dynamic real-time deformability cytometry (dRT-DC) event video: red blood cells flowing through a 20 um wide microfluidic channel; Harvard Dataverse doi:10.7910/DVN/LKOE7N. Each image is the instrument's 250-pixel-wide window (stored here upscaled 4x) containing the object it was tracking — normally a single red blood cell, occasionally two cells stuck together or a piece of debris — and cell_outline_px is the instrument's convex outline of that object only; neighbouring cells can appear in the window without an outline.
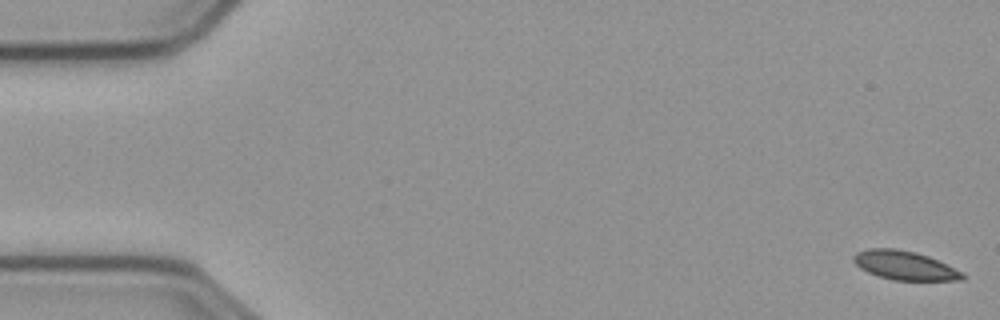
{"species": "common noctule bat (a hibernating species)", "species_latin": "Nyctalus noctula", "temperature_condition": "cold", "stored_images_in_passage": 58, "camera_frame_rate_fps": 3000, "um_per_image_px": 0.085, "animal": {"sex": "male", "body_mass_g": 23.1, "forearm_length_mm": 52.7}, "frame": {"image": 1, "passage_image": 1, "time_ms": 0.0, "image_size_px": [1000, 320], "cell_outline_px": [[968, 276], [964, 280], [892, 280], [868, 272], [860, 268], [852, 260], [852, 256], [856, 252], [868, 248], [896, 248], [916, 252], [928, 256], [964, 272]], "centroid_in_image_um": [76.91, 22.55], "position_along_channel_um": 8.1, "area_um2": 18.5}}
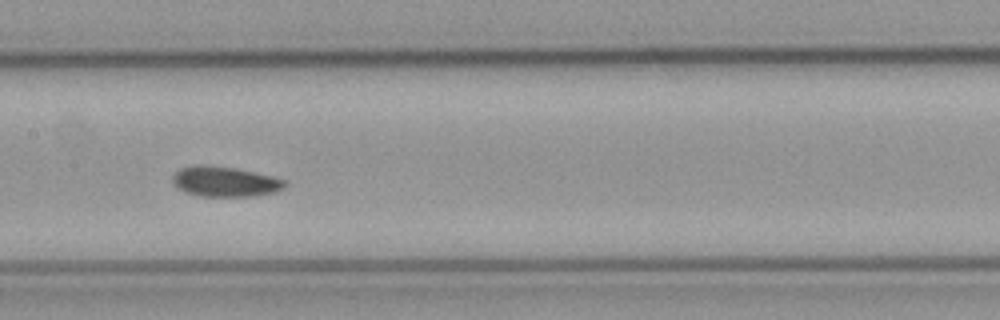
{"frame": {"image": 2, "passage_image": 28, "time_ms": 9.0, "image_size_px": [1000, 320], "cell_outline_px": [[288, 184], [284, 188], [276, 192], [256, 196], [200, 196], [184, 192], [172, 184], [172, 176], [180, 168], [196, 164], [204, 164], [236, 168], [272, 176], [284, 180]], "centroid_in_image_um": [19.1, 15.43], "position_along_channel_um": 188.3, "area_um2": 20.0}}
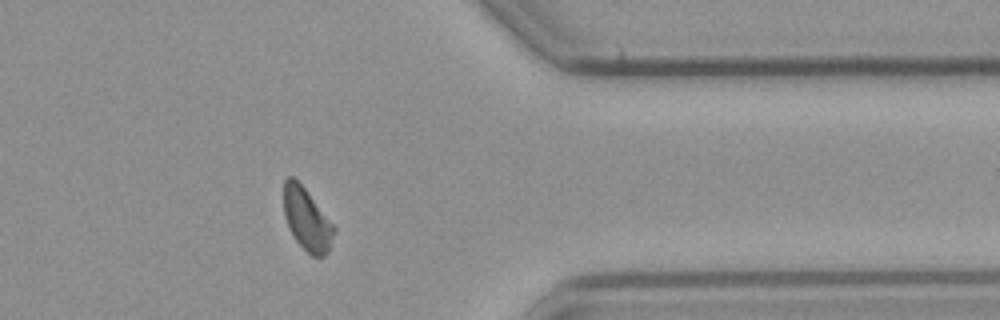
{"frame": {"image": 3, "passage_image": 46, "time_ms": 15.0, "image_size_px": [1000, 320], "cell_outline_px": [[336, 228], [328, 252], [324, 256], [312, 256], [296, 240], [284, 216], [284, 180], [288, 176], [292, 176], [304, 188]], "centroid_in_image_um": [26.08, 18.65], "position_along_channel_um": 385.3, "area_um2": 17.74}, "authors_computed_cell_mechanics": {"area_um2": 19.1318, "velocity_mm_per_s": 3.5742, "shape_relaxation_time_tau1_ms": 5.2481, "shape_relaxation_time_tau2_ms": 11.3236, "deformation_change_tau1": 0.0817, "deformation_change_tau2": 0.1279}}